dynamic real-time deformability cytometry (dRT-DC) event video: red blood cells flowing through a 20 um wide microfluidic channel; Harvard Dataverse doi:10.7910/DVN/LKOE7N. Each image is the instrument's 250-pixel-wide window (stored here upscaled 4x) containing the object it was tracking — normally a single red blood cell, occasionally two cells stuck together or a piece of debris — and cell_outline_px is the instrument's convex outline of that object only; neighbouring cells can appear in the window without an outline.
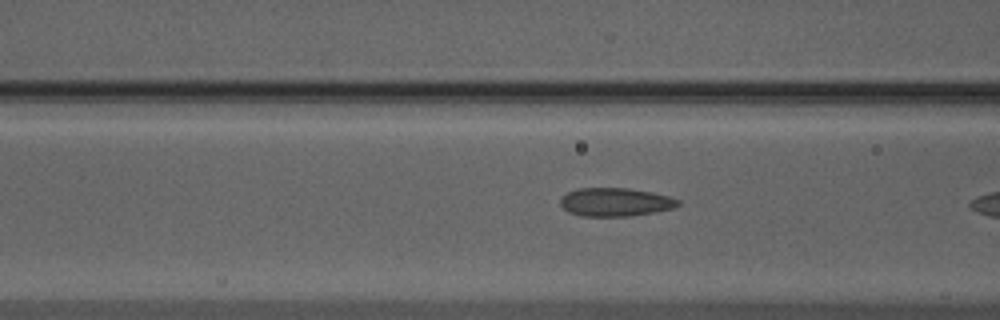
{"species": "Egyptian fruit bat (a non-hibernating species)", "species_latin": "Rousettus aegyptiacus", "temperature_condition": "warm", "stored_images_in_passage": 6, "camera_frame_rate_fps": 3000, "um_per_image_px": 0.085, "animal": {"sex": "male"}, "frame": {"image": 1, "passage_image": 5, "time_ms": 1.333, "image_size_px": [1000, 320], "cell_outline_px": [[680, 204], [676, 208], [656, 212], [628, 216], [580, 216], [568, 212], [560, 204], [560, 200], [568, 192], [580, 188], [628, 188], [652, 192], [668, 196], [680, 200]], "centroid_in_image_um": [52.34, 17.18], "position_along_channel_um": 114.3, "area_um2": 19.54}}